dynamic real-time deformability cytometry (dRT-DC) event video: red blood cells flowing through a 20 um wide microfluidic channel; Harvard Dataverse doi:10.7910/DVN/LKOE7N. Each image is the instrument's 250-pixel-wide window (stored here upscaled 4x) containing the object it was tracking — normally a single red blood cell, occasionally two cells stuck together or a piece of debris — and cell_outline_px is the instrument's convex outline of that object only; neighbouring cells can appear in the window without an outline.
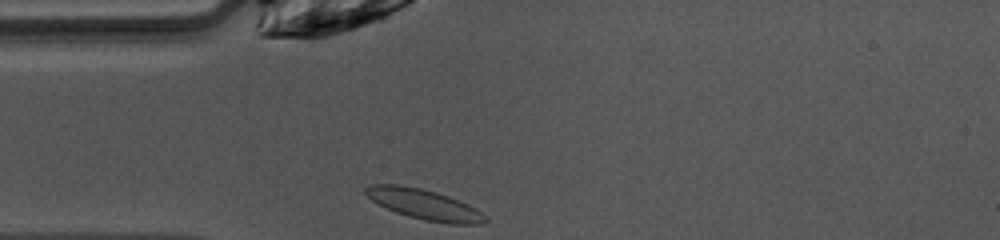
{"species": "common noctule bat (a hibernating species)", "species_latin": "Nyctalus noctula", "temperature_condition": "warm", "stored_images_in_passage": 31, "camera_frame_rate_fps": 3000, "um_per_image_px": 0.085, "animal": {"sex": "female", "body_mass_g": 10.0, "forearm_length_mm": 53.1}, "frame": {"image": 1, "passage_image": 1, "time_ms": 0.0, "image_size_px": [1000, 240], "cell_outline_px": [[488, 220], [480, 224], [452, 224], [424, 220], [408, 216], [396, 212], [372, 200], [364, 192], [364, 188], [372, 184], [396, 184], [420, 188], [436, 192], [448, 196], [468, 204], [488, 216]], "centroid_in_image_um": [36.09, 17.38], "position_along_channel_um": 48.9, "area_um2": 20.92}}
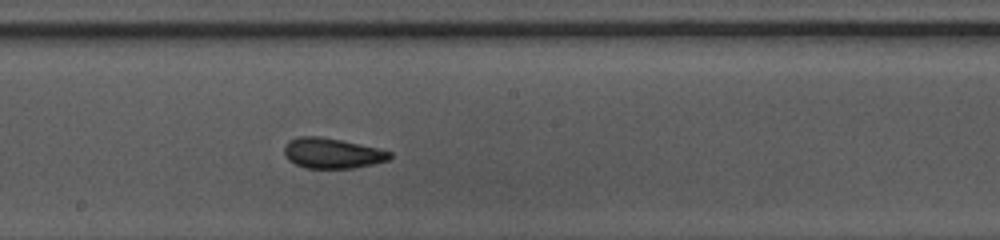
{"frame": {"image": 2, "passage_image": 14, "time_ms": 4.333, "image_size_px": [1000, 240], "cell_outline_px": [[392, 156], [388, 160], [356, 168], [304, 168], [288, 160], [284, 156], [284, 144], [288, 140], [300, 136], [320, 136], [344, 140], [380, 148], [392, 152]], "centroid_in_image_um": [28.23, 13.01], "position_along_channel_um": 220.0, "area_um2": 19.02}}
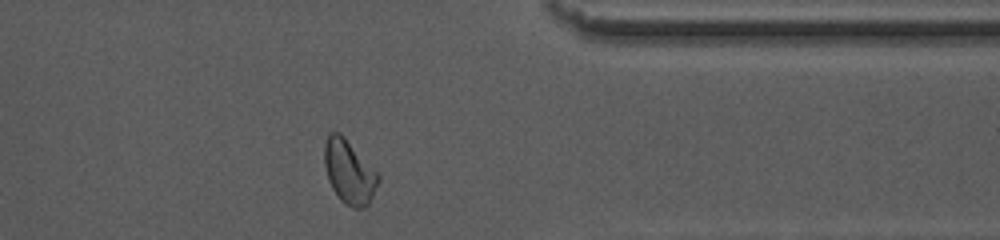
{"frame": {"image": 3, "passage_image": 27, "time_ms": 8.667, "image_size_px": [1000, 240], "cell_outline_px": [[380, 180], [368, 204], [364, 208], [352, 208], [344, 204], [340, 200], [332, 188], [328, 180], [324, 164], [324, 144], [328, 132], [340, 132], [344, 136], [380, 176]], "centroid_in_image_um": [29.65, 14.61], "position_along_channel_um": 381.8, "area_um2": 20.0}, "authors_computed_cell_mechanics": {"area_um2": 18.785, "velocity_mm_per_s": 4.0462, "shape_relaxation_time_tau1_ms": 4.6645, "shape_relaxation_time_tau2_ms": 2.4881, "deformation_change_tau1": 0.1463, "deformation_change_tau2": 0.0696}}